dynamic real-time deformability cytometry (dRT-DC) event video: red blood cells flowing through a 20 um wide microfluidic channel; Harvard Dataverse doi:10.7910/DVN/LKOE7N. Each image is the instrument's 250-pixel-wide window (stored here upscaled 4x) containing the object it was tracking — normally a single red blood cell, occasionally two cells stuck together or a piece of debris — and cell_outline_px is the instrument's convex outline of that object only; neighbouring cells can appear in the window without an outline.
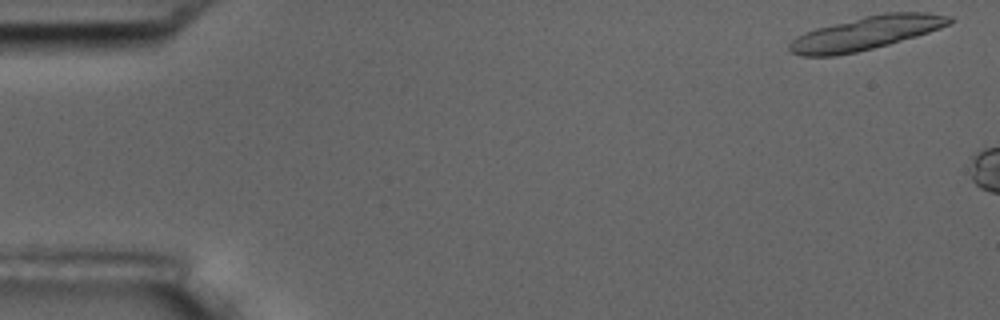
{"species": "common noctule bat (a hibernating species)", "species_latin": "Nyctalus noctula", "temperature_condition": "room temperature", "stored_images_in_passage": 4, "camera_frame_rate_fps": 3000, "um_per_image_px": 0.085, "animal": {"sex": "male", "body_mass_g": 17.5, "forearm_length_mm": 52.3}, "frame": {"image": 1, "passage_image": 1, "time_ms": 0.0, "image_size_px": [1000, 320], "cell_outline_px": [[952, 20], [948, 24], [940, 28], [916, 36], [888, 44], [856, 52], [836, 56], [800, 56], [792, 52], [788, 48], [788, 44], [796, 36], [804, 32], [816, 28], [864, 16], [884, 12], [928, 12], [952, 16]], "centroid_in_image_um": [73.58, 2.81], "position_along_channel_um": 11.4, "area_um2": 31.04}}